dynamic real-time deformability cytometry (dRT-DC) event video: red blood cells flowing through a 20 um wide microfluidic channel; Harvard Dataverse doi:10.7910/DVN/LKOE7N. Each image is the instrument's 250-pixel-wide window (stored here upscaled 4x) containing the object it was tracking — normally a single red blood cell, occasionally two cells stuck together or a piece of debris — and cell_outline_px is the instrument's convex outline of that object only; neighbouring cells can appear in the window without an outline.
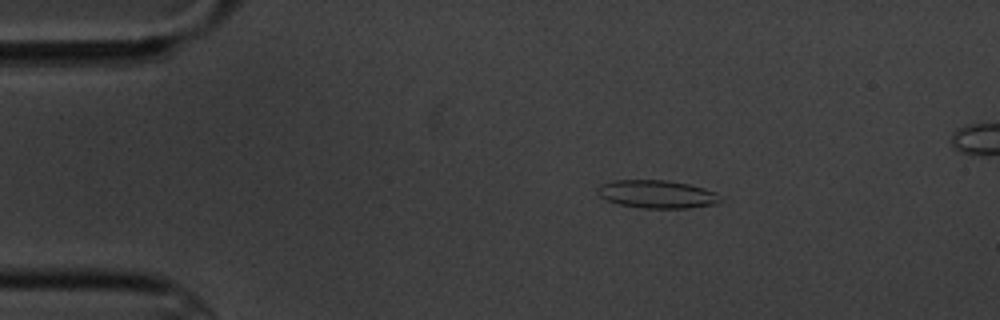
{"species": "common noctule bat (a hibernating species)", "species_latin": "Nyctalus noctula", "temperature_condition": "cold", "stored_images_in_passage": 7, "camera_frame_rate_fps": 3000, "um_per_image_px": 0.085, "animal": {"sex": "male", "body_mass_g": 20.1, "forearm_length_mm": 53.5}, "frame": {"image": 1, "passage_image": 3, "time_ms": 2.333, "image_size_px": [1000, 320], "cell_outline_px": [[724, 200], [720, 204], [688, 208], [644, 208], [620, 204], [608, 200], [600, 196], [596, 192], [596, 188], [600, 184], [616, 180], [668, 180], [688, 184], [704, 188], [716, 192]], "centroid_in_image_um": [55.9, 16.5], "position_along_channel_um": 29.1, "area_um2": 20.23}}
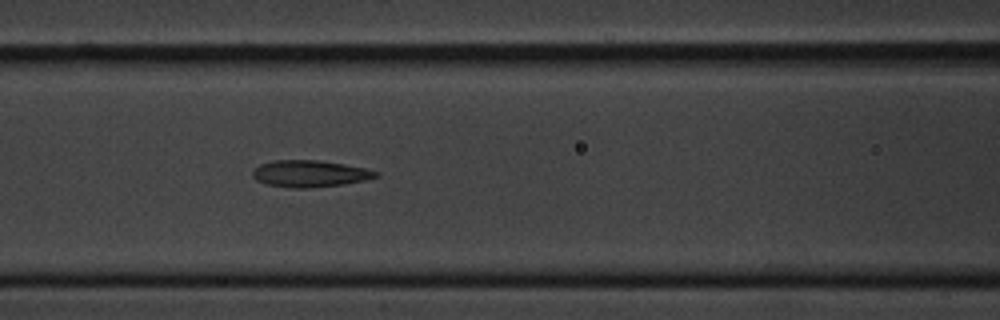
{"frame": {"image": 2, "passage_image": 7, "time_ms": 7.0, "image_size_px": [1000, 320], "cell_outline_px": [[380, 176], [368, 180], [344, 184], [308, 188], [292, 188], [268, 184], [256, 180], [252, 176], [252, 172], [260, 164], [272, 160], [316, 160], [344, 164], [364, 168], [380, 172]], "centroid_in_image_um": [26.37, 14.76], "position_along_channel_um": 140.2, "area_um2": 19.25}}